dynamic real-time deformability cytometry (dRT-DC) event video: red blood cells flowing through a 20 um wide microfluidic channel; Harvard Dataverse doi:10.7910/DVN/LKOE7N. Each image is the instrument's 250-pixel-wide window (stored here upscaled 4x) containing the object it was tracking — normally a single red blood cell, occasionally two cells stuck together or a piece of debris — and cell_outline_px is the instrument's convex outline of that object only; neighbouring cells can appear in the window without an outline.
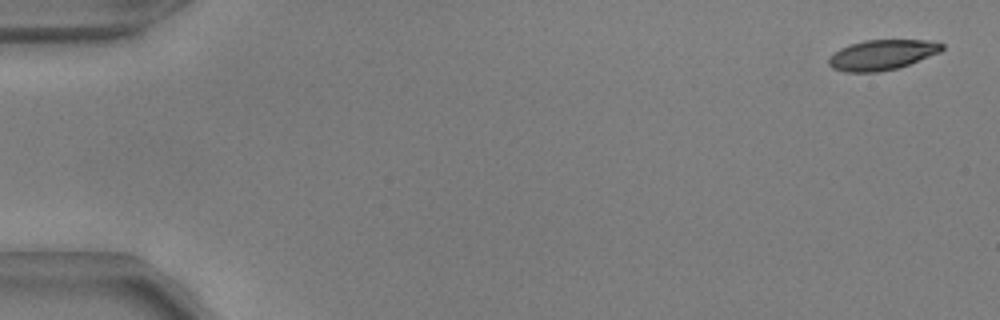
{"species": "common noctule bat (a hibernating species)", "species_latin": "Nyctalus noctula", "temperature_condition": "warm", "stored_images_in_passage": 53, "camera_frame_rate_fps": 3000, "um_per_image_px": 0.085, "animal": {"sex": "male", "body_mass_g": 17.9, "forearm_length_mm": 54.2}, "frame": {"image": 1, "passage_image": 2, "time_ms": 0.333, "image_size_px": [1000, 320], "cell_outline_px": [[944, 48], [940, 52], [908, 64], [896, 68], [880, 72], [844, 72], [832, 68], [828, 64], [828, 56], [840, 48], [864, 40], [928, 40], [944, 44]], "centroid_in_image_um": [74.93, 4.66], "position_along_channel_um": 10.1, "area_um2": 19.88}}
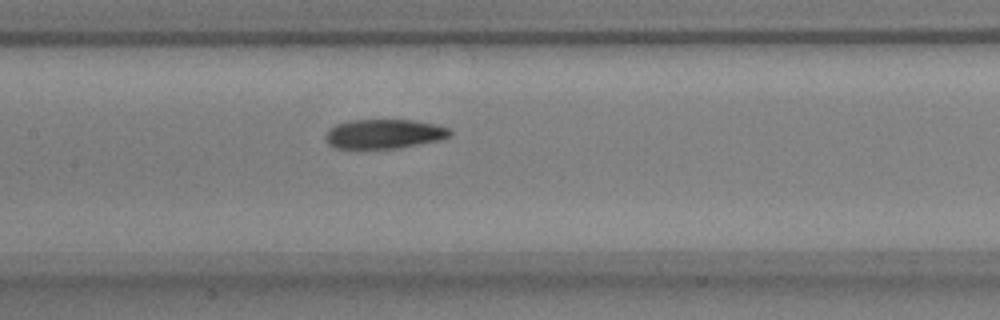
{"frame": {"image": 2, "passage_image": 26, "time_ms": 8.333, "image_size_px": [1000, 320], "cell_outline_px": [[452, 136], [444, 140], [396, 148], [336, 148], [328, 144], [324, 140], [324, 136], [328, 128], [336, 124], [348, 120], [412, 120], [436, 124], [448, 128], [452, 132]], "centroid_in_image_um": [32.65, 11.38], "position_along_channel_um": 174.7, "area_um2": 21.62}}
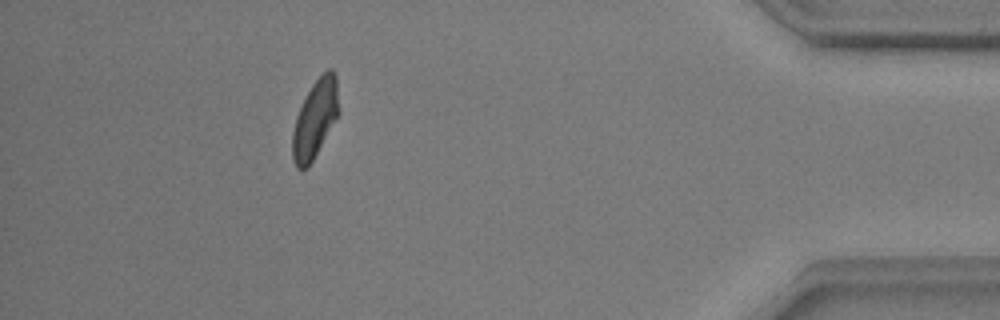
{"frame": {"image": 3, "passage_image": 48, "time_ms": 15.667, "image_size_px": [1000, 320], "cell_outline_px": [[340, 112], [308, 168], [300, 172], [296, 168], [292, 160], [292, 132], [296, 116], [312, 84], [328, 68], [332, 68], [336, 76]], "centroid_in_image_um": [26.77, 10.15], "position_along_channel_um": 408.4, "area_um2": 21.15}, "authors_computed_cell_mechanics": {"area_um2": 21.6172, "velocity_mm_per_s": 3.8458, "shape_relaxation_time_tau1_ms": 4.3347, "shape_relaxation_time_tau2_ms": 3.4897, "deformation_change_tau1": 0.185, "deformation_change_tau2": 0.105}}